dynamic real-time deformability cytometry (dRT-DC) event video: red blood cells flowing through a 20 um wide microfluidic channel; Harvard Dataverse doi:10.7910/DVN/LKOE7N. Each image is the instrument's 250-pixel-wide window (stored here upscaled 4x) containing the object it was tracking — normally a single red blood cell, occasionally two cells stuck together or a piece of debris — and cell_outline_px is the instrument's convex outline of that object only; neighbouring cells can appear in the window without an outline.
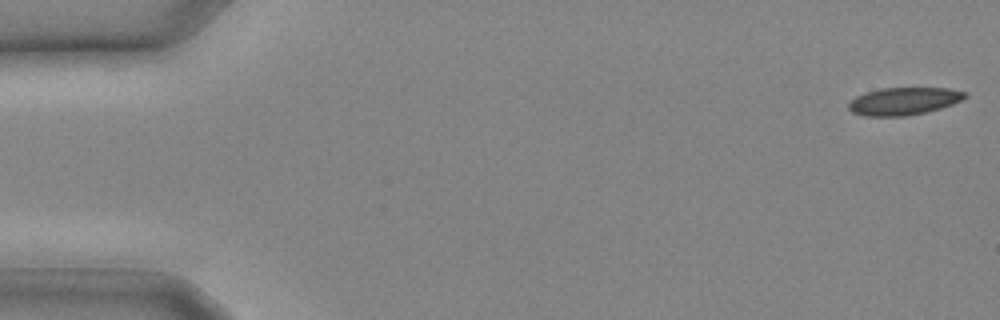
{"species": "common noctule bat (a hibernating species)", "species_latin": "Nyctalus noctula", "temperature_condition": "cold", "stored_images_in_passage": 12, "camera_frame_rate_fps": 3000, "um_per_image_px": 0.085, "animal": {"sex": "male", "body_mass_g": 20.4}, "frame": {"image": 1, "passage_image": 1, "time_ms": 0.0, "image_size_px": [1000, 320], "cell_outline_px": [[968, 96], [952, 104], [940, 108], [924, 112], [904, 116], [864, 116], [852, 112], [848, 108], [848, 104], [856, 96], [864, 92], [880, 88], [948, 88], [968, 92]], "centroid_in_image_um": [76.81, 8.59], "position_along_channel_um": 8.2, "area_um2": 18.67}}
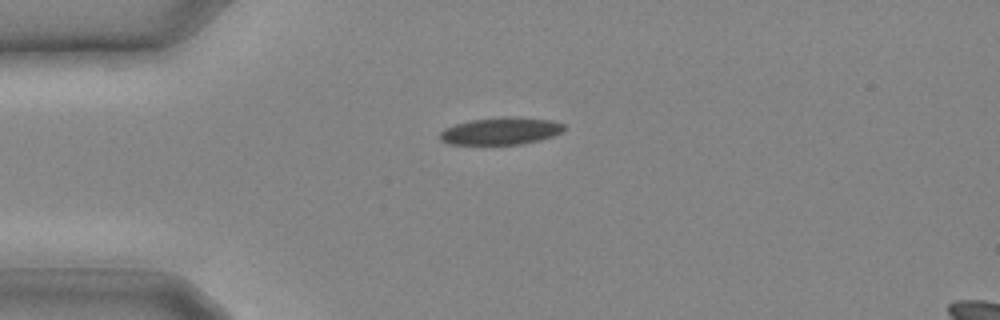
{"frame": {"image": 2, "passage_image": 7, "time_ms": 2.0, "image_size_px": [1000, 320], "cell_outline_px": [[564, 132], [540, 140], [524, 144], [448, 144], [440, 140], [440, 132], [444, 128], [468, 120], [504, 116], [516, 116], [552, 120], [564, 124]], "centroid_in_image_um": [42.59, 11.12], "position_along_channel_um": 42.4, "area_um2": 20.0}}
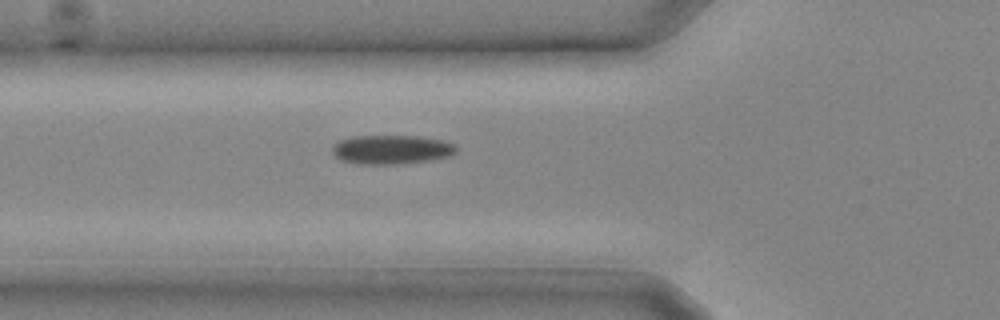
{"frame": {"image": 3, "passage_image": 10, "time_ms": 3.0, "image_size_px": [1000, 320], "cell_outline_px": [[456, 152], [452, 156], [432, 160], [400, 164], [356, 164], [340, 160], [332, 152], [332, 148], [340, 140], [352, 136], [416, 136], [444, 140], [452, 144], [456, 148]], "centroid_in_image_um": [33.28, 12.72], "position_along_channel_um": 92.5, "area_um2": 21.1}}